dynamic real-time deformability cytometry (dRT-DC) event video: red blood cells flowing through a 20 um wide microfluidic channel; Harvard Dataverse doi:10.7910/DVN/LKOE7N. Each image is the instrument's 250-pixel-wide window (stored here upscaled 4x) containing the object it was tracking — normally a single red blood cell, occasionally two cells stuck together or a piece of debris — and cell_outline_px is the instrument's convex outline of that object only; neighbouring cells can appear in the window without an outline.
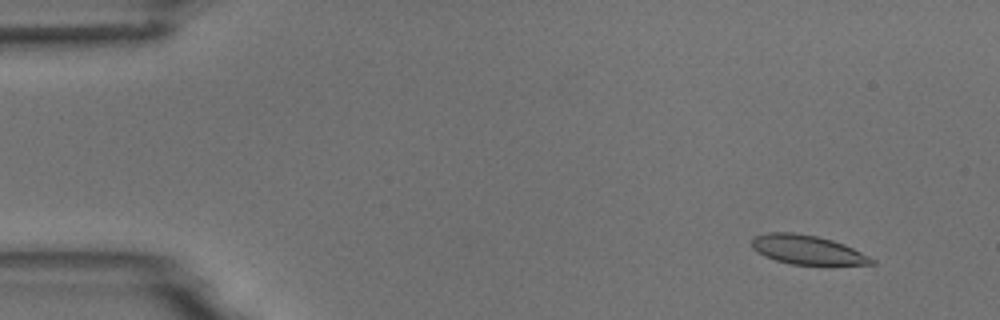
{"species": "common noctule bat (a hibernating species)", "species_latin": "Nyctalus noctula", "temperature_condition": "room temperature", "stored_images_in_passage": 6, "segment_of_instrument_passage": [1, 2], "camera_frame_rate_fps": 3000, "um_per_image_px": 0.085, "animal": {"sex": "male", "body_mass_g": 18.8}, "frame": {"image": 1, "passage_image": 2, "time_ms": 1.333, "image_size_px": [1000, 320], "cell_outline_px": [[876, 264], [792, 264], [776, 260], [764, 256], [756, 252], [752, 248], [752, 236], [768, 232], [792, 232], [816, 236], [832, 240], [844, 244], [876, 260]], "centroid_in_image_um": [68.56, 21.22], "position_along_channel_um": 16.4, "area_um2": 20.17}}